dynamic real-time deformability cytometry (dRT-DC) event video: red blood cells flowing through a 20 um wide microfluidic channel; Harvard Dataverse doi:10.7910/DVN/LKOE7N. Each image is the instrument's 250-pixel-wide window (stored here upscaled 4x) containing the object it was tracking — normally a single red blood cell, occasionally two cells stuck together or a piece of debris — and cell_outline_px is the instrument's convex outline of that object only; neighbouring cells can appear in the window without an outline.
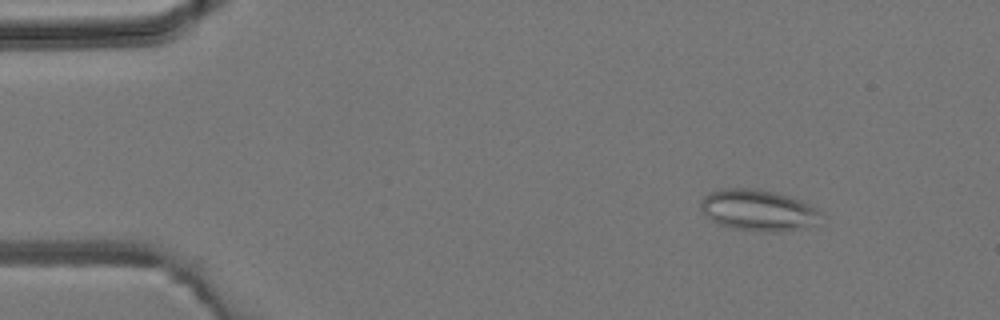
{"species": "common noctule bat (a hibernating species)", "species_latin": "Nyctalus noctula", "temperature_condition": "room temperature", "stored_images_in_passage": 4, "camera_frame_rate_fps": 3000, "um_per_image_px": 0.085, "animal": {"sex": "male", "body_mass_g": 19.2, "forearm_length_mm": 51.8}, "frame": {"image": 1, "passage_image": 2, "time_ms": 1.0, "image_size_px": [1000, 320], "cell_outline_px": [[824, 212], [816, 224], [800, 228], [780, 232], [764, 232], [736, 228], [716, 224], [700, 208], [700, 200], [708, 192], [720, 188], [748, 188], [772, 192], [788, 196], [800, 200]], "centroid_in_image_um": [64.43, 17.87], "position_along_channel_um": 20.6, "area_um2": 28.84}}